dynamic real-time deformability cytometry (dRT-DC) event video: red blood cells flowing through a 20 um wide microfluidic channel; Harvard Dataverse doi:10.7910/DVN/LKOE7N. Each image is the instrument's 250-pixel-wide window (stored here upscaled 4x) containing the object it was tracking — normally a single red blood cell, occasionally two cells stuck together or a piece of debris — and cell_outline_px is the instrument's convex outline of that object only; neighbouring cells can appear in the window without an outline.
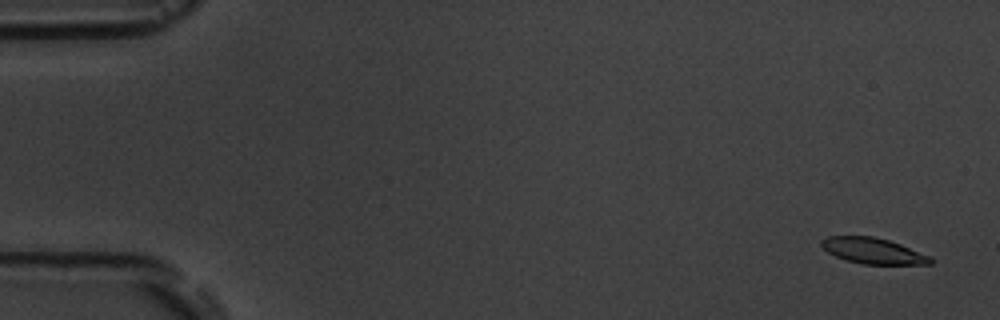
{"species": "common noctule bat (a hibernating species)", "species_latin": "Nyctalus noctula", "temperature_condition": "room temperature", "stored_images_in_passage": 5, "camera_frame_rate_fps": 3000, "um_per_image_px": 0.085, "animal": {"sex": "male", "body_mass_g": 19.5, "forearm_length_mm": 54.6}, "frame": {"image": 1, "passage_image": 1, "time_ms": 0.0, "image_size_px": [1000, 320], "cell_outline_px": [[936, 260], [932, 264], [864, 264], [848, 260], [836, 256], [828, 252], [820, 244], [820, 240], [828, 236], [872, 236], [888, 240], [900, 244], [932, 256]], "centroid_in_image_um": [74.26, 21.32], "position_along_channel_um": 10.7, "area_um2": 16.42}}
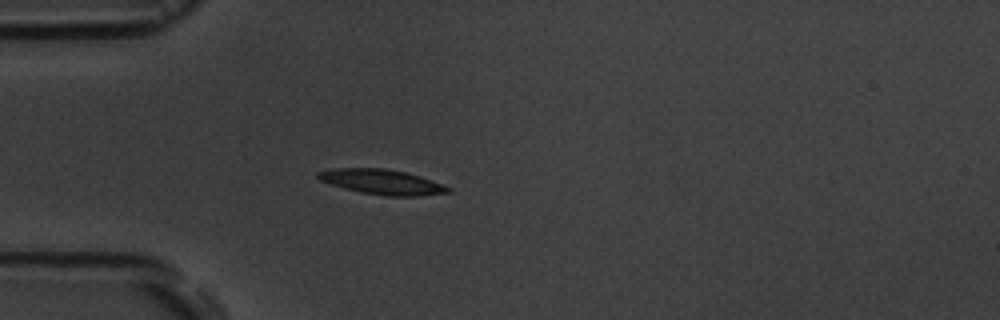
{"frame": {"image": 2, "passage_image": 5, "time_ms": 4.667, "image_size_px": [1000, 320], "cell_outline_px": [[452, 192], [420, 196], [388, 196], [360, 192], [344, 188], [320, 180], [316, 176], [316, 172], [336, 168], [384, 168], [404, 172], [420, 176], [452, 188]], "centroid_in_image_um": [32.49, 15.46], "position_along_channel_um": 52.5, "area_um2": 18.84}}